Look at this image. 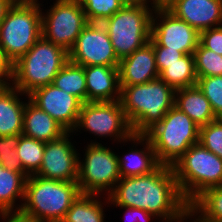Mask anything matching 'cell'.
<instances>
[{
    "label": "cell",
    "mask_w": 222,
    "mask_h": 222,
    "mask_svg": "<svg viewBox=\"0 0 222 222\" xmlns=\"http://www.w3.org/2000/svg\"><path fill=\"white\" fill-rule=\"evenodd\" d=\"M42 12V37L69 52L89 23L79 0H56Z\"/></svg>",
    "instance_id": "8fae6325"
},
{
    "label": "cell",
    "mask_w": 222,
    "mask_h": 222,
    "mask_svg": "<svg viewBox=\"0 0 222 222\" xmlns=\"http://www.w3.org/2000/svg\"><path fill=\"white\" fill-rule=\"evenodd\" d=\"M199 143L222 159V119L199 127Z\"/></svg>",
    "instance_id": "d6a6232c"
},
{
    "label": "cell",
    "mask_w": 222,
    "mask_h": 222,
    "mask_svg": "<svg viewBox=\"0 0 222 222\" xmlns=\"http://www.w3.org/2000/svg\"><path fill=\"white\" fill-rule=\"evenodd\" d=\"M126 210L125 222H150L155 216L139 208L116 206ZM129 217V218H128ZM131 219V220H130Z\"/></svg>",
    "instance_id": "d590c367"
},
{
    "label": "cell",
    "mask_w": 222,
    "mask_h": 222,
    "mask_svg": "<svg viewBox=\"0 0 222 222\" xmlns=\"http://www.w3.org/2000/svg\"><path fill=\"white\" fill-rule=\"evenodd\" d=\"M80 193L77 181L28 176L24 203L18 214L34 222H61Z\"/></svg>",
    "instance_id": "3957f363"
},
{
    "label": "cell",
    "mask_w": 222,
    "mask_h": 222,
    "mask_svg": "<svg viewBox=\"0 0 222 222\" xmlns=\"http://www.w3.org/2000/svg\"><path fill=\"white\" fill-rule=\"evenodd\" d=\"M13 5L11 0H0V23L5 18L8 9Z\"/></svg>",
    "instance_id": "60d3db41"
},
{
    "label": "cell",
    "mask_w": 222,
    "mask_h": 222,
    "mask_svg": "<svg viewBox=\"0 0 222 222\" xmlns=\"http://www.w3.org/2000/svg\"><path fill=\"white\" fill-rule=\"evenodd\" d=\"M45 142L22 135L20 137L17 155L20 158L24 171L29 175H35L41 166L44 155Z\"/></svg>",
    "instance_id": "83f0119b"
},
{
    "label": "cell",
    "mask_w": 222,
    "mask_h": 222,
    "mask_svg": "<svg viewBox=\"0 0 222 222\" xmlns=\"http://www.w3.org/2000/svg\"><path fill=\"white\" fill-rule=\"evenodd\" d=\"M0 217V219L4 220L3 222H34L20 216L19 214H0Z\"/></svg>",
    "instance_id": "ab89813d"
},
{
    "label": "cell",
    "mask_w": 222,
    "mask_h": 222,
    "mask_svg": "<svg viewBox=\"0 0 222 222\" xmlns=\"http://www.w3.org/2000/svg\"><path fill=\"white\" fill-rule=\"evenodd\" d=\"M155 52V61L160 74L163 71V64H171L177 62V60L183 57L185 54L178 50H172L168 47L153 46Z\"/></svg>",
    "instance_id": "e575fe53"
},
{
    "label": "cell",
    "mask_w": 222,
    "mask_h": 222,
    "mask_svg": "<svg viewBox=\"0 0 222 222\" xmlns=\"http://www.w3.org/2000/svg\"><path fill=\"white\" fill-rule=\"evenodd\" d=\"M89 23H102L119 11L123 0H79Z\"/></svg>",
    "instance_id": "f546056e"
},
{
    "label": "cell",
    "mask_w": 222,
    "mask_h": 222,
    "mask_svg": "<svg viewBox=\"0 0 222 222\" xmlns=\"http://www.w3.org/2000/svg\"><path fill=\"white\" fill-rule=\"evenodd\" d=\"M78 129L89 131L98 138L112 137L119 143H128L134 134L120 100L82 103L73 132H78Z\"/></svg>",
    "instance_id": "30bf717a"
},
{
    "label": "cell",
    "mask_w": 222,
    "mask_h": 222,
    "mask_svg": "<svg viewBox=\"0 0 222 222\" xmlns=\"http://www.w3.org/2000/svg\"><path fill=\"white\" fill-rule=\"evenodd\" d=\"M190 218H193L194 220ZM187 219L192 220L191 222H202L200 216L190 206L184 209V211H182L177 217L169 220H162V222H188L189 220Z\"/></svg>",
    "instance_id": "74e56055"
},
{
    "label": "cell",
    "mask_w": 222,
    "mask_h": 222,
    "mask_svg": "<svg viewBox=\"0 0 222 222\" xmlns=\"http://www.w3.org/2000/svg\"><path fill=\"white\" fill-rule=\"evenodd\" d=\"M197 86L209 100L216 119H222V75L197 77Z\"/></svg>",
    "instance_id": "1f68e13d"
},
{
    "label": "cell",
    "mask_w": 222,
    "mask_h": 222,
    "mask_svg": "<svg viewBox=\"0 0 222 222\" xmlns=\"http://www.w3.org/2000/svg\"><path fill=\"white\" fill-rule=\"evenodd\" d=\"M159 78L175 90L197 85L193 54H185L177 62L163 64Z\"/></svg>",
    "instance_id": "d4e9b609"
},
{
    "label": "cell",
    "mask_w": 222,
    "mask_h": 222,
    "mask_svg": "<svg viewBox=\"0 0 222 222\" xmlns=\"http://www.w3.org/2000/svg\"><path fill=\"white\" fill-rule=\"evenodd\" d=\"M25 104L22 135L42 142L56 140L67 131L49 114L35 105L29 96Z\"/></svg>",
    "instance_id": "ffe728a7"
},
{
    "label": "cell",
    "mask_w": 222,
    "mask_h": 222,
    "mask_svg": "<svg viewBox=\"0 0 222 222\" xmlns=\"http://www.w3.org/2000/svg\"><path fill=\"white\" fill-rule=\"evenodd\" d=\"M69 53V61L80 66H119L109 35L102 23H88Z\"/></svg>",
    "instance_id": "4fadbf2b"
},
{
    "label": "cell",
    "mask_w": 222,
    "mask_h": 222,
    "mask_svg": "<svg viewBox=\"0 0 222 222\" xmlns=\"http://www.w3.org/2000/svg\"><path fill=\"white\" fill-rule=\"evenodd\" d=\"M68 61L69 53L65 49L41 36L12 64L10 84L26 97L34 90L52 84L57 73Z\"/></svg>",
    "instance_id": "277c9868"
},
{
    "label": "cell",
    "mask_w": 222,
    "mask_h": 222,
    "mask_svg": "<svg viewBox=\"0 0 222 222\" xmlns=\"http://www.w3.org/2000/svg\"><path fill=\"white\" fill-rule=\"evenodd\" d=\"M123 2L125 4H131V5H146L154 9L163 6L160 3V0H123ZM149 2H151L150 3L151 5L149 4Z\"/></svg>",
    "instance_id": "f35d334b"
},
{
    "label": "cell",
    "mask_w": 222,
    "mask_h": 222,
    "mask_svg": "<svg viewBox=\"0 0 222 222\" xmlns=\"http://www.w3.org/2000/svg\"><path fill=\"white\" fill-rule=\"evenodd\" d=\"M68 94L76 96L82 103L87 102L84 67L68 61L57 73L52 83Z\"/></svg>",
    "instance_id": "484cf974"
},
{
    "label": "cell",
    "mask_w": 222,
    "mask_h": 222,
    "mask_svg": "<svg viewBox=\"0 0 222 222\" xmlns=\"http://www.w3.org/2000/svg\"><path fill=\"white\" fill-rule=\"evenodd\" d=\"M11 76H12V64L5 57L3 50L0 47V87L9 84Z\"/></svg>",
    "instance_id": "8d00e7d4"
},
{
    "label": "cell",
    "mask_w": 222,
    "mask_h": 222,
    "mask_svg": "<svg viewBox=\"0 0 222 222\" xmlns=\"http://www.w3.org/2000/svg\"><path fill=\"white\" fill-rule=\"evenodd\" d=\"M71 133L66 132L60 138L45 143L42 163L35 175L65 182L77 181L80 155L69 139Z\"/></svg>",
    "instance_id": "5bb4252c"
},
{
    "label": "cell",
    "mask_w": 222,
    "mask_h": 222,
    "mask_svg": "<svg viewBox=\"0 0 222 222\" xmlns=\"http://www.w3.org/2000/svg\"><path fill=\"white\" fill-rule=\"evenodd\" d=\"M153 11L146 5L125 4L102 22L119 60L150 41Z\"/></svg>",
    "instance_id": "ba28073f"
},
{
    "label": "cell",
    "mask_w": 222,
    "mask_h": 222,
    "mask_svg": "<svg viewBox=\"0 0 222 222\" xmlns=\"http://www.w3.org/2000/svg\"><path fill=\"white\" fill-rule=\"evenodd\" d=\"M175 106L186 113L199 127L216 120L209 100L197 85L177 89Z\"/></svg>",
    "instance_id": "7402d4cb"
},
{
    "label": "cell",
    "mask_w": 222,
    "mask_h": 222,
    "mask_svg": "<svg viewBox=\"0 0 222 222\" xmlns=\"http://www.w3.org/2000/svg\"><path fill=\"white\" fill-rule=\"evenodd\" d=\"M21 136H0V164L10 171L21 172L27 178L29 175L24 171L16 152Z\"/></svg>",
    "instance_id": "4dcf8cb0"
},
{
    "label": "cell",
    "mask_w": 222,
    "mask_h": 222,
    "mask_svg": "<svg viewBox=\"0 0 222 222\" xmlns=\"http://www.w3.org/2000/svg\"><path fill=\"white\" fill-rule=\"evenodd\" d=\"M145 135L157 161L172 166L192 145L199 143V126L174 105Z\"/></svg>",
    "instance_id": "8992f818"
},
{
    "label": "cell",
    "mask_w": 222,
    "mask_h": 222,
    "mask_svg": "<svg viewBox=\"0 0 222 222\" xmlns=\"http://www.w3.org/2000/svg\"><path fill=\"white\" fill-rule=\"evenodd\" d=\"M29 99L49 114L67 132L77 125L82 102L53 84L40 87L29 95Z\"/></svg>",
    "instance_id": "9a60e30c"
},
{
    "label": "cell",
    "mask_w": 222,
    "mask_h": 222,
    "mask_svg": "<svg viewBox=\"0 0 222 222\" xmlns=\"http://www.w3.org/2000/svg\"><path fill=\"white\" fill-rule=\"evenodd\" d=\"M120 102L134 134H145L175 105V89L160 78L120 86Z\"/></svg>",
    "instance_id": "7a4b0ae2"
},
{
    "label": "cell",
    "mask_w": 222,
    "mask_h": 222,
    "mask_svg": "<svg viewBox=\"0 0 222 222\" xmlns=\"http://www.w3.org/2000/svg\"><path fill=\"white\" fill-rule=\"evenodd\" d=\"M22 95L10 83L0 87V136L22 134L26 104L21 101Z\"/></svg>",
    "instance_id": "44dd1931"
},
{
    "label": "cell",
    "mask_w": 222,
    "mask_h": 222,
    "mask_svg": "<svg viewBox=\"0 0 222 222\" xmlns=\"http://www.w3.org/2000/svg\"><path fill=\"white\" fill-rule=\"evenodd\" d=\"M149 42L153 46L193 54L199 43V32L161 6L155 8L152 13Z\"/></svg>",
    "instance_id": "7c38bea8"
},
{
    "label": "cell",
    "mask_w": 222,
    "mask_h": 222,
    "mask_svg": "<svg viewBox=\"0 0 222 222\" xmlns=\"http://www.w3.org/2000/svg\"><path fill=\"white\" fill-rule=\"evenodd\" d=\"M13 4H40L38 0H11Z\"/></svg>",
    "instance_id": "b9f144b4"
},
{
    "label": "cell",
    "mask_w": 222,
    "mask_h": 222,
    "mask_svg": "<svg viewBox=\"0 0 222 222\" xmlns=\"http://www.w3.org/2000/svg\"><path fill=\"white\" fill-rule=\"evenodd\" d=\"M90 142L86 146L84 158L81 160L79 157L77 183L81 193L101 196L107 191L108 196L121 178L118 154L102 143Z\"/></svg>",
    "instance_id": "9c48e42d"
},
{
    "label": "cell",
    "mask_w": 222,
    "mask_h": 222,
    "mask_svg": "<svg viewBox=\"0 0 222 222\" xmlns=\"http://www.w3.org/2000/svg\"><path fill=\"white\" fill-rule=\"evenodd\" d=\"M108 198L110 205L143 209L160 220L175 218L189 206L172 167L163 164L146 175L121 177Z\"/></svg>",
    "instance_id": "6da1fadb"
},
{
    "label": "cell",
    "mask_w": 222,
    "mask_h": 222,
    "mask_svg": "<svg viewBox=\"0 0 222 222\" xmlns=\"http://www.w3.org/2000/svg\"><path fill=\"white\" fill-rule=\"evenodd\" d=\"M168 0H160V3L164 5Z\"/></svg>",
    "instance_id": "7bdbcfd3"
},
{
    "label": "cell",
    "mask_w": 222,
    "mask_h": 222,
    "mask_svg": "<svg viewBox=\"0 0 222 222\" xmlns=\"http://www.w3.org/2000/svg\"><path fill=\"white\" fill-rule=\"evenodd\" d=\"M189 206L200 216L202 222H222V186L204 190Z\"/></svg>",
    "instance_id": "4316f807"
},
{
    "label": "cell",
    "mask_w": 222,
    "mask_h": 222,
    "mask_svg": "<svg viewBox=\"0 0 222 222\" xmlns=\"http://www.w3.org/2000/svg\"><path fill=\"white\" fill-rule=\"evenodd\" d=\"M129 142H132L135 146L133 145L127 154H124V157L117 156L121 177L146 175L153 172L160 165L151 142L145 134H133L129 137ZM137 144L143 148H136Z\"/></svg>",
    "instance_id": "d6986e66"
},
{
    "label": "cell",
    "mask_w": 222,
    "mask_h": 222,
    "mask_svg": "<svg viewBox=\"0 0 222 222\" xmlns=\"http://www.w3.org/2000/svg\"><path fill=\"white\" fill-rule=\"evenodd\" d=\"M199 43L222 56V25L199 32Z\"/></svg>",
    "instance_id": "836d02e7"
},
{
    "label": "cell",
    "mask_w": 222,
    "mask_h": 222,
    "mask_svg": "<svg viewBox=\"0 0 222 222\" xmlns=\"http://www.w3.org/2000/svg\"><path fill=\"white\" fill-rule=\"evenodd\" d=\"M163 6L198 32L222 25V0H168Z\"/></svg>",
    "instance_id": "2e32d148"
},
{
    "label": "cell",
    "mask_w": 222,
    "mask_h": 222,
    "mask_svg": "<svg viewBox=\"0 0 222 222\" xmlns=\"http://www.w3.org/2000/svg\"><path fill=\"white\" fill-rule=\"evenodd\" d=\"M42 4H13L0 23V47L11 64L42 36Z\"/></svg>",
    "instance_id": "52a82bcc"
},
{
    "label": "cell",
    "mask_w": 222,
    "mask_h": 222,
    "mask_svg": "<svg viewBox=\"0 0 222 222\" xmlns=\"http://www.w3.org/2000/svg\"><path fill=\"white\" fill-rule=\"evenodd\" d=\"M171 167L188 204L204 190L222 186V159L200 143L192 145Z\"/></svg>",
    "instance_id": "5b68a950"
},
{
    "label": "cell",
    "mask_w": 222,
    "mask_h": 222,
    "mask_svg": "<svg viewBox=\"0 0 222 222\" xmlns=\"http://www.w3.org/2000/svg\"><path fill=\"white\" fill-rule=\"evenodd\" d=\"M26 179L21 172L10 171L0 164V214L20 212L25 197ZM18 200L22 202L16 205Z\"/></svg>",
    "instance_id": "603a6c76"
},
{
    "label": "cell",
    "mask_w": 222,
    "mask_h": 222,
    "mask_svg": "<svg viewBox=\"0 0 222 222\" xmlns=\"http://www.w3.org/2000/svg\"><path fill=\"white\" fill-rule=\"evenodd\" d=\"M195 72L197 77L221 76L222 56L198 43L194 53Z\"/></svg>",
    "instance_id": "f1b7e54d"
},
{
    "label": "cell",
    "mask_w": 222,
    "mask_h": 222,
    "mask_svg": "<svg viewBox=\"0 0 222 222\" xmlns=\"http://www.w3.org/2000/svg\"><path fill=\"white\" fill-rule=\"evenodd\" d=\"M119 66H84L87 102L117 101L121 97Z\"/></svg>",
    "instance_id": "ac0fdd59"
},
{
    "label": "cell",
    "mask_w": 222,
    "mask_h": 222,
    "mask_svg": "<svg viewBox=\"0 0 222 222\" xmlns=\"http://www.w3.org/2000/svg\"><path fill=\"white\" fill-rule=\"evenodd\" d=\"M120 86L144 84L159 78L153 45L148 42L120 60Z\"/></svg>",
    "instance_id": "e0dca14e"
},
{
    "label": "cell",
    "mask_w": 222,
    "mask_h": 222,
    "mask_svg": "<svg viewBox=\"0 0 222 222\" xmlns=\"http://www.w3.org/2000/svg\"><path fill=\"white\" fill-rule=\"evenodd\" d=\"M99 197L97 194L80 193L61 222H104L103 204L109 205V198H104L106 202L102 203Z\"/></svg>",
    "instance_id": "cb8c5ba5"
}]
</instances>
